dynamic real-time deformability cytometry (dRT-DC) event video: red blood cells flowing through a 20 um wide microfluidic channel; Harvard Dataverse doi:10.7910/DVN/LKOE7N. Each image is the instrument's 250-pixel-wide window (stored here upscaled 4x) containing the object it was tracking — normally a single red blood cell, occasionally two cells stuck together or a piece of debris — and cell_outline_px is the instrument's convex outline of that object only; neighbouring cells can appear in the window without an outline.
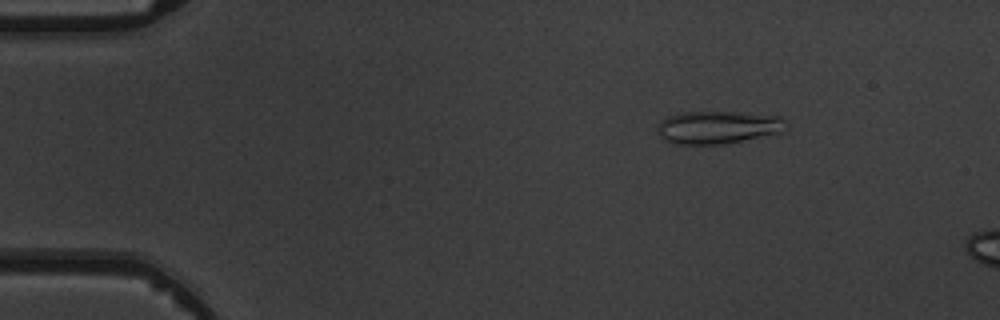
{"species": "common noctule bat (a hibernating species)", "species_latin": "Nyctalus noctula", "temperature_condition": "warm", "stored_images_in_passage": 3, "camera_frame_rate_fps": 3000, "um_per_image_px": 0.085, "animal": {"sex": "male", "body_mass_g": 19.5, "forearm_length_mm": 54.6}, "frame": {"image": 1, "passage_image": 1, "time_ms": 0.0, "image_size_px": [1000, 320], "cell_outline_px": [[784, 132], [724, 144], [676, 144], [660, 136], [656, 132], [656, 128], [668, 116], [688, 112], [736, 112], [780, 116], [784, 120]], "centroid_in_image_um": [61.04, 10.82], "position_along_channel_um": 24.0, "area_um2": 24.28}}